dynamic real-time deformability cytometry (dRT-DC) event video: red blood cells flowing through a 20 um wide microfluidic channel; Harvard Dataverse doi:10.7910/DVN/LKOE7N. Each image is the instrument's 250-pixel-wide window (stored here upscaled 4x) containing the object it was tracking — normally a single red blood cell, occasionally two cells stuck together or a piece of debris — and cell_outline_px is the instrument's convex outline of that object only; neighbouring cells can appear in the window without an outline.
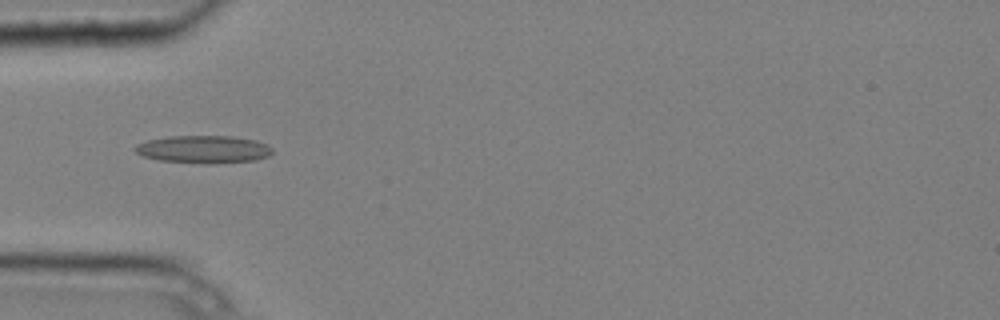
{"species": "common noctule bat (a hibernating species)", "species_latin": "Nyctalus noctula", "temperature_condition": "cold", "stored_images_in_passage": 9, "camera_frame_rate_fps": 3000, "um_per_image_px": 0.085, "animal": {"sex": "male", "body_mass_g": 20.4}, "frame": {"image": 1, "passage_image": 4, "time_ms": 1.0, "image_size_px": [1000, 320], "cell_outline_px": [[272, 152], [268, 156], [256, 160], [212, 164], [204, 164], [160, 160], [144, 156], [136, 152], [132, 148], [136, 144], [148, 140], [168, 136], [232, 136], [256, 140], [268, 144], [272, 148]], "centroid_in_image_um": [17.31, 12.69], "position_along_channel_um": 67.7, "area_um2": 22.31}}
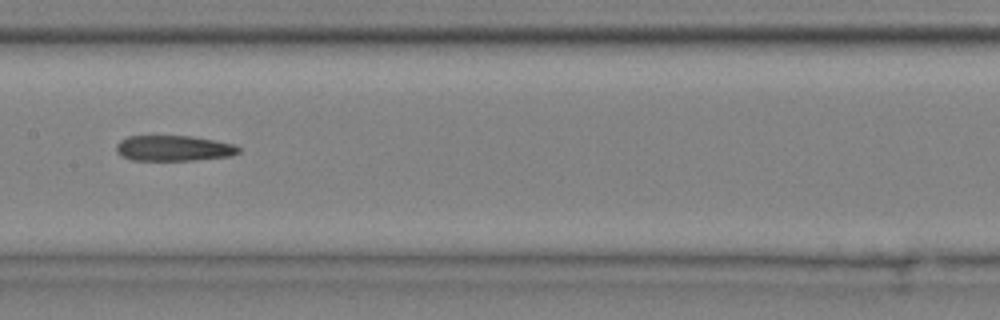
{"frame": {"image": 2, "passage_image": 7, "time_ms": 2.0, "image_size_px": [1000, 320], "cell_outline_px": [[240, 152], [232, 156], [196, 160], [132, 160], [120, 156], [116, 152], [116, 144], [120, 140], [128, 136], [192, 136], [236, 144], [240, 148]], "centroid_in_image_um": [14.77, 12.6], "position_along_channel_um": 192.6, "area_um2": 18.44}}
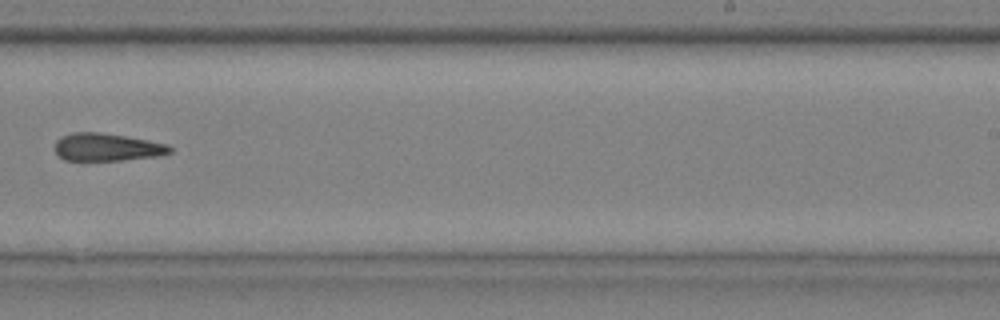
{"frame": {"image": 3, "passage_image": 9, "time_ms": 2.667, "image_size_px": [1000, 320], "cell_outline_px": [[172, 152], [160, 156], [120, 160], [64, 160], [56, 152], [56, 140], [60, 136], [72, 132], [100, 132], [148, 140], [168, 144], [172, 148]], "centroid_in_image_um": [9.11, 12.5], "position_along_channel_um": 279.9, "area_um2": 18.55}}